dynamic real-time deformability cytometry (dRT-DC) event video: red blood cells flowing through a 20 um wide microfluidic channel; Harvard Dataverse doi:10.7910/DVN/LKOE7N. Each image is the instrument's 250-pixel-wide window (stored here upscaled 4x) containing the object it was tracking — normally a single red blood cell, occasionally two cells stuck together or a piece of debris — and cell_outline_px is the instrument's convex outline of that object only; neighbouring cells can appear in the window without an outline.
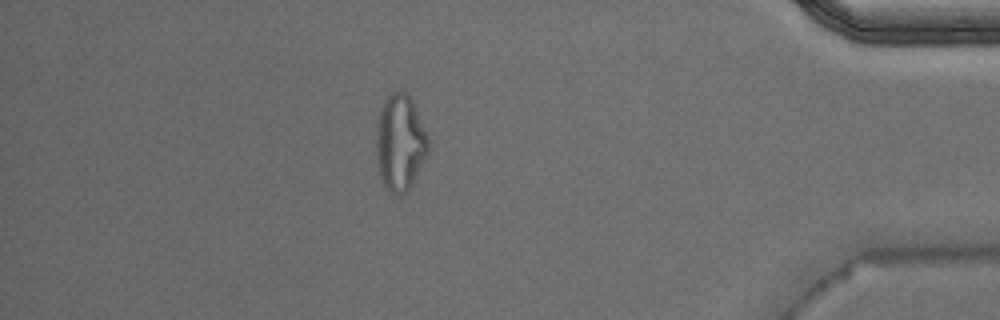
{"species": "Egyptian fruit bat (a non-hibernating species)", "species_latin": "Rousettus aegyptiacus", "temperature_condition": "warm", "stored_images_in_passage": 45, "camera_frame_rate_fps": 3000, "um_per_image_px": 0.085, "animal": {"sex": "male"}, "frame": {"image": 1, "passage_image": 39, "time_ms": 12.667, "image_size_px": [1000, 320], "cell_outline_px": [[428, 156], [408, 192], [388, 192], [380, 176], [376, 160], [376, 128], [380, 108], [388, 92], [396, 88], [400, 88], [412, 100], [416, 108], [428, 136]], "centroid_in_image_um": [34.0, 12.08], "position_along_channel_um": 401.2, "area_um2": 29.71}, "authors_computed_cell_mechanics": {"area_um2": 20.7502, "velocity_mm_per_s": 4.0037, "shape_relaxation_time_tau1_ms": null, "shape_relaxation_time_tau2_ms": 2.155, "deformation_change_tau1": null, "deformation_change_tau2": 0.1107}}